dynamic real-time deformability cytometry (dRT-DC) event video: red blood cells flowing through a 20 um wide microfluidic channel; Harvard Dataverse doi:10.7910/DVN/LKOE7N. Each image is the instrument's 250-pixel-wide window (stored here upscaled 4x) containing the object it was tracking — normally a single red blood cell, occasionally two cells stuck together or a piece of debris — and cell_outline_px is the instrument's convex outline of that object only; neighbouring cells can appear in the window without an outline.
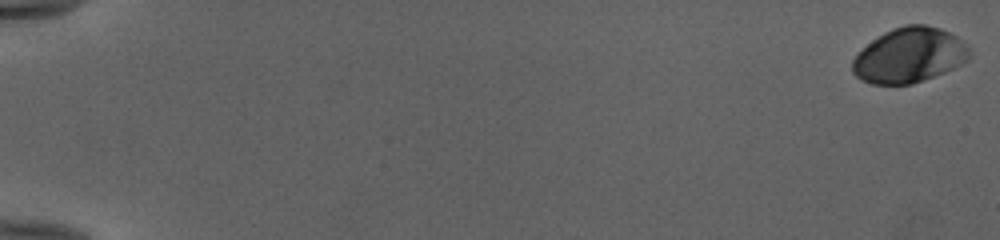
{"species": "human", "species_latin": "Homo sapiens", "temperature_condition": "cold", "stored_images_in_passage": 10, "camera_frame_rate_fps": 3000, "um_per_image_px": 0.085, "donor": {"sex": "female"}, "frame": {"image": 1, "passage_image": 1, "time_ms": 0.0, "image_size_px": [1000, 240], "cell_outline_px": [[968, 60], [944, 72], [912, 84], [872, 84], [860, 80], [852, 72], [852, 60], [872, 40], [884, 32], [892, 28], [904, 24], [924, 24], [940, 28], [956, 36], [968, 44]], "centroid_in_image_um": [77.28, 4.69], "position_along_channel_um": 7.7, "area_um2": 37.28}}